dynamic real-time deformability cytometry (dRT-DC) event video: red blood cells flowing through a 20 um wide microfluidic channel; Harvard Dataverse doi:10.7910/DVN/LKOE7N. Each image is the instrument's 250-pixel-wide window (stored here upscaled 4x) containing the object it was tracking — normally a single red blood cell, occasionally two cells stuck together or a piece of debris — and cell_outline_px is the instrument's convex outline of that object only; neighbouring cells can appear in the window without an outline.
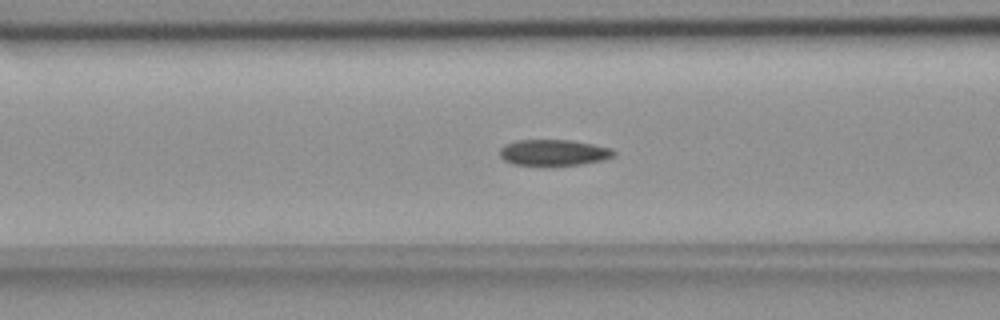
{"species": "common noctule bat (a hibernating species)", "species_latin": "Nyctalus noctula", "temperature_condition": "room temperature", "stored_images_in_passage": 40, "camera_frame_rate_fps": 3000, "um_per_image_px": 0.085, "animal": {"sex": "female", "body_mass_g": 18.4}, "frame": {"image": 1, "passage_image": 6, "time_ms": 1.667, "image_size_px": [1000, 320], "cell_outline_px": [[616, 152], [612, 156], [604, 160], [584, 164], [512, 164], [504, 160], [500, 156], [500, 148], [504, 144], [516, 140], [568, 140], [592, 144], [612, 148]], "centroid_in_image_um": [47.05, 12.95], "position_along_channel_um": 119.5, "area_um2": 17.05}}
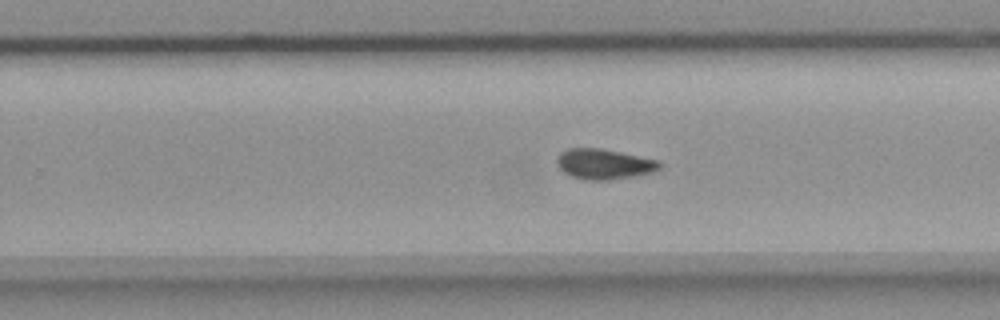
{"frame": {"image": 2, "passage_image": 19, "time_ms": 6.0, "image_size_px": [1000, 320], "cell_outline_px": [[664, 164], [660, 168], [652, 172], [632, 176], [608, 180], [588, 180], [572, 176], [564, 172], [556, 164], [556, 156], [560, 152], [568, 148], [600, 148], [660, 160]], "centroid_in_image_um": [51.34, 13.93], "position_along_channel_um": 278.5, "area_um2": 18.21}}
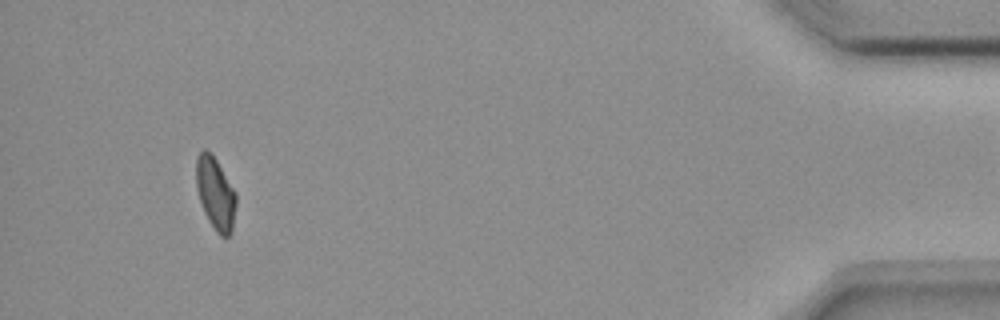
{"frame": {"image": 3, "passage_image": 36, "time_ms": 11.667, "image_size_px": [1000, 320], "cell_outline_px": [[236, 204], [232, 232], [228, 236], [220, 236], [216, 232], [208, 220], [204, 212], [196, 188], [196, 156], [204, 148], [212, 152], [236, 192]], "centroid_in_image_um": [18.31, 16.42], "position_along_channel_um": 416.9, "area_um2": 17.05}, "authors_computed_cell_mechanics": {"area_um2": 17.4267, "velocity_mm_per_s": 3.6822, "shape_relaxation_time_tau1_ms": 8.886, "shape_relaxation_time_tau2_ms": 4.5563, "deformation_change_tau1": 0.1568, "deformation_change_tau2": 0.0687}}